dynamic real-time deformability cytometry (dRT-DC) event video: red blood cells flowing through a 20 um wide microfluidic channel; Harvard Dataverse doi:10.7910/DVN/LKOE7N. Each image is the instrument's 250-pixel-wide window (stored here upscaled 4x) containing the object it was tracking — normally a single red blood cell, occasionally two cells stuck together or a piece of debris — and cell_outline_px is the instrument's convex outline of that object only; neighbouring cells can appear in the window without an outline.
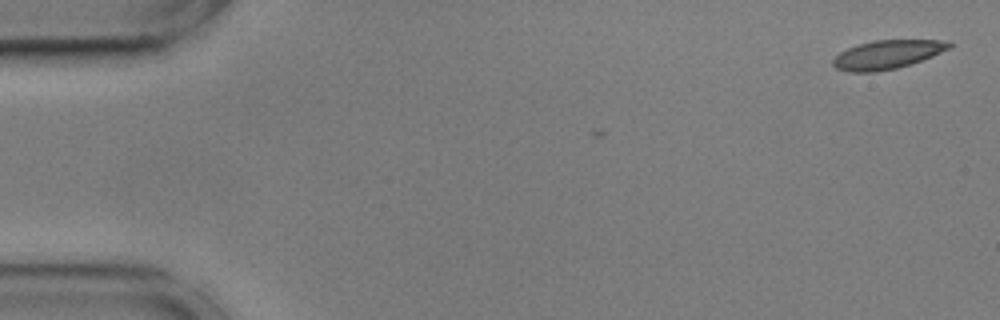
{"species": "common noctule bat (a hibernating species)", "species_latin": "Nyctalus noctula", "temperature_condition": "cold", "stored_images_in_passage": 3, "camera_frame_rate_fps": 3000, "um_per_image_px": 0.085, "animal": {"sex": "male", "body_mass_g": 17.9, "forearm_length_mm": 54.2}, "frame": {"image": 1, "passage_image": 1, "time_ms": 0.0, "image_size_px": [1000, 320], "cell_outline_px": [[952, 48], [912, 64], [896, 68], [876, 72], [848, 72], [836, 68], [832, 64], [832, 60], [840, 52], [856, 44], [872, 40], [940, 40], [952, 44]], "centroid_in_image_um": [75.39, 4.64], "position_along_channel_um": 9.6, "area_um2": 19.54}}